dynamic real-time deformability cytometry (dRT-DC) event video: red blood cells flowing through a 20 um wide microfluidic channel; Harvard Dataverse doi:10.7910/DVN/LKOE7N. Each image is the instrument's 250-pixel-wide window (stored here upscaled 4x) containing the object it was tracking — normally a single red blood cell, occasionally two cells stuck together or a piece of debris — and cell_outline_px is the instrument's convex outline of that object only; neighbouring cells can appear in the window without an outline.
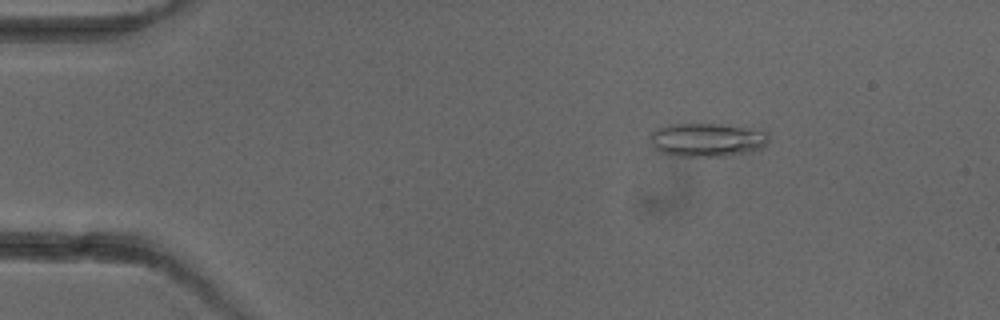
{"species": "common noctule bat (a hibernating species)", "species_latin": "Nyctalus noctula", "temperature_condition": "cold", "stored_images_in_passage": 3, "camera_frame_rate_fps": 3000, "um_per_image_px": 0.085, "animal": {"sex": "female"}, "frame": {"image": 1, "passage_image": 2, "time_ms": 2.0, "image_size_px": [1000, 320], "cell_outline_px": [[768, 144], [764, 148], [752, 152], [728, 156], [676, 156], [660, 152], [652, 144], [648, 136], [656, 128], [668, 124], [716, 124], [764, 128], [768, 132]], "centroid_in_image_um": [60.19, 11.88], "position_along_channel_um": 24.8, "area_um2": 23.93}}